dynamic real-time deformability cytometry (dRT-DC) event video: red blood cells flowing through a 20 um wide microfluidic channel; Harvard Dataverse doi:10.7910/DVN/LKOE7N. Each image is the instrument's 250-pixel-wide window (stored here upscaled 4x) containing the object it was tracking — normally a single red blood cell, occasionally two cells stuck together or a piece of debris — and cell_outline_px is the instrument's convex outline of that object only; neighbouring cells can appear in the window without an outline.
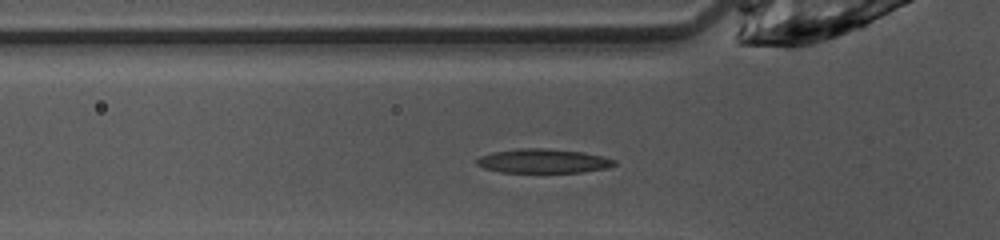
{"species": "common noctule bat (a hibernating species)", "species_latin": "Nyctalus noctula", "temperature_condition": "warm", "stored_images_in_passage": 27, "camera_frame_rate_fps": 3000, "um_per_image_px": 0.085, "animal": {"sex": "female", "body_mass_g": 10.0, "forearm_length_mm": 53.1}, "frame": {"image": 1, "passage_image": 4, "time_ms": 1.0, "image_size_px": [1000, 240], "cell_outline_px": [[616, 164], [608, 168], [584, 172], [500, 172], [484, 168], [476, 164], [476, 160], [480, 156], [492, 152], [520, 148], [544, 148], [584, 152], [616, 160]], "centroid_in_image_um": [46.17, 13.68], "position_along_channel_um": 79.6, "area_um2": 19.36}}
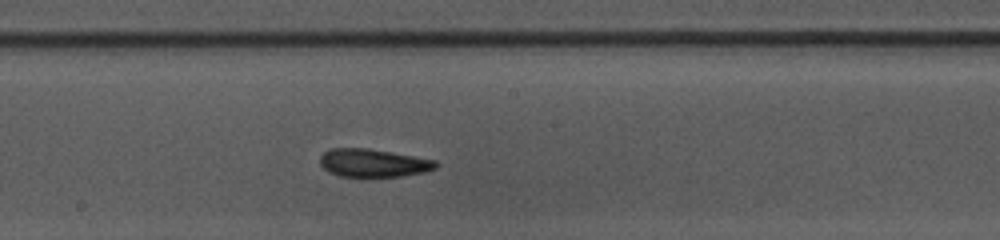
{"frame": {"image": 2, "passage_image": 14, "time_ms": 4.333, "image_size_px": [1000, 240], "cell_outline_px": [[440, 164], [436, 168], [424, 172], [400, 176], [340, 176], [328, 172], [320, 164], [320, 156], [324, 152], [332, 148], [364, 148], [436, 160]], "centroid_in_image_um": [31.72, 13.85], "position_along_channel_um": 216.5, "area_um2": 18.67}}
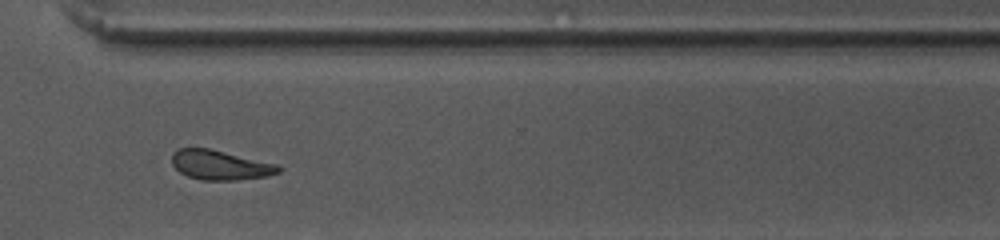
{"frame": {"image": 3, "passage_image": 24, "time_ms": 7.667, "image_size_px": [1000, 240], "cell_outline_px": [[280, 172], [268, 176], [236, 180], [200, 180], [188, 176], [180, 172], [172, 164], [172, 152], [180, 148], [208, 148], [280, 164]], "centroid_in_image_um": [18.74, 14.03], "position_along_channel_um": 351.9, "area_um2": 18.5}, "authors_computed_cell_mechanics": {"area_um2": 19.074, "velocity_mm_per_s": 4.0688, "shape_relaxation_time_tau1_ms": 2.8418, "shape_relaxation_time_tau2_ms": 2.9493, "deformation_change_tau1": 0.1156, "deformation_change_tau2": 0.0809}}